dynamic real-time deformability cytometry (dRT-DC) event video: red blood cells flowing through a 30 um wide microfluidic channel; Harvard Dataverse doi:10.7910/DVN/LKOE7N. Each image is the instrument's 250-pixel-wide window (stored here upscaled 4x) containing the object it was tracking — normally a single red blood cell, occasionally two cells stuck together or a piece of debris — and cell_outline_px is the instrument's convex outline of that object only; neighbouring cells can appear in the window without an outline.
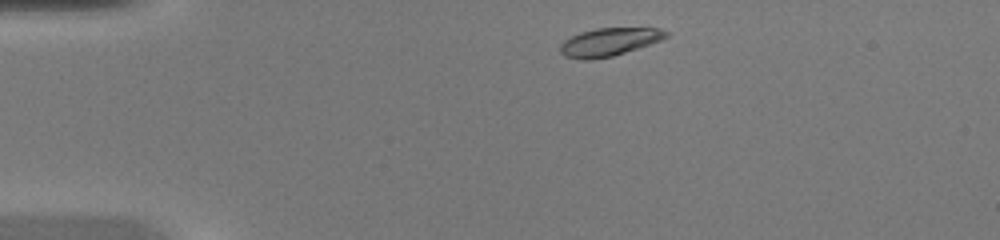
{"species": "common noctule bat (a hibernating species)", "species_latin": "Nyctalus noctula", "temperature_condition": "warm", "stored_images_in_passage": 38, "camera_frame_rate_fps": 3000, "um_per_image_px": 0.085, "animal": {"sex": "female", "body_mass_g": 20.0, "forearm_length_mm": 54.0}, "frame": {"image": 1, "passage_image": 2, "time_ms": 0.333, "image_size_px": [1000, 240], "cell_outline_px": [[668, 36], [660, 40], [612, 56], [592, 60], [580, 60], [564, 56], [560, 52], [560, 44], [564, 40], [580, 32], [596, 28], [660, 28], [668, 32]], "centroid_in_image_um": [51.73, 3.57], "position_along_channel_um": 33.3, "area_um2": 17.17}}
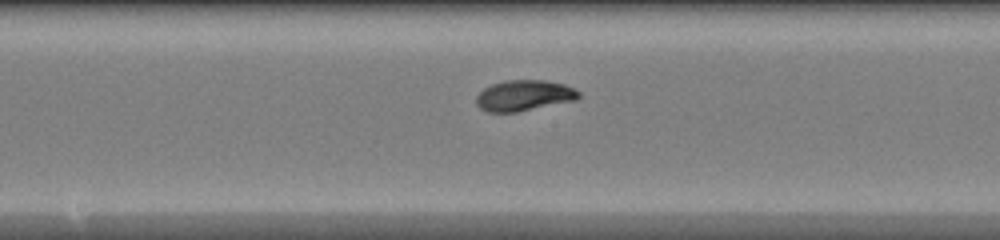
{"frame": {"image": 2, "passage_image": 17, "time_ms": 5.333, "image_size_px": [1000, 240], "cell_outline_px": [[580, 96], [576, 100], [516, 112], [488, 112], [480, 108], [476, 104], [476, 96], [484, 88], [492, 84], [508, 80], [544, 80], [564, 84], [580, 92]], "centroid_in_image_um": [44.53, 8.12], "position_along_channel_um": 203.7, "area_um2": 18.26}}
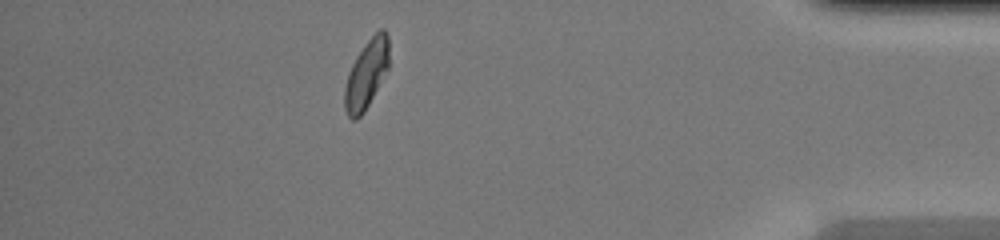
{"frame": {"image": 3, "passage_image": 33, "time_ms": 10.667, "image_size_px": [1000, 240], "cell_outline_px": [[388, 68], [364, 112], [356, 120], [352, 120], [348, 116], [344, 108], [344, 88], [348, 72], [356, 56], [368, 40], [380, 28], [384, 28], [388, 36]], "centroid_in_image_um": [31.12, 6.32], "position_along_channel_um": 404.1, "area_um2": 17.57}}